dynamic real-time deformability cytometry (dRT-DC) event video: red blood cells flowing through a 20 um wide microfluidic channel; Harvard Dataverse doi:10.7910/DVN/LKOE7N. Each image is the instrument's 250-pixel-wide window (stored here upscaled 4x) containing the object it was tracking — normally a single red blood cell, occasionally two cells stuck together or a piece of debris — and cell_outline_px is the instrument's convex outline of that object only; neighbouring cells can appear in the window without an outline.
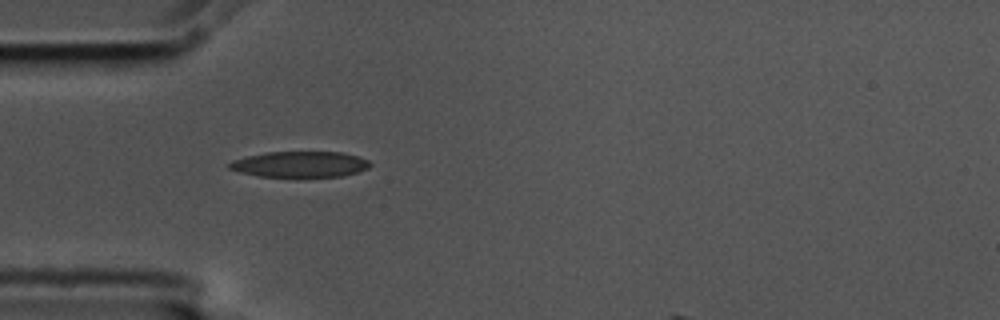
{"species": "common noctule bat (a hibernating species)", "species_latin": "Nyctalus noctula", "temperature_condition": "cold", "stored_images_in_passage": 2, "camera_frame_rate_fps": 3000, "um_per_image_px": 0.085, "animal": {"sex": "male", "body_mass_g": 17.5, "forearm_length_mm": 52.3}, "frame": {"image": 1, "passage_image": 1, "time_ms": 0.0, "image_size_px": [1000, 320], "cell_outline_px": [[372, 164], [368, 168], [356, 172], [340, 176], [300, 180], [260, 176], [240, 172], [228, 168], [228, 164], [232, 160], [248, 156], [268, 152], [340, 152], [356, 156], [368, 160]], "centroid_in_image_um": [25.49, 14.01], "position_along_channel_um": 59.5, "area_um2": 21.96}}